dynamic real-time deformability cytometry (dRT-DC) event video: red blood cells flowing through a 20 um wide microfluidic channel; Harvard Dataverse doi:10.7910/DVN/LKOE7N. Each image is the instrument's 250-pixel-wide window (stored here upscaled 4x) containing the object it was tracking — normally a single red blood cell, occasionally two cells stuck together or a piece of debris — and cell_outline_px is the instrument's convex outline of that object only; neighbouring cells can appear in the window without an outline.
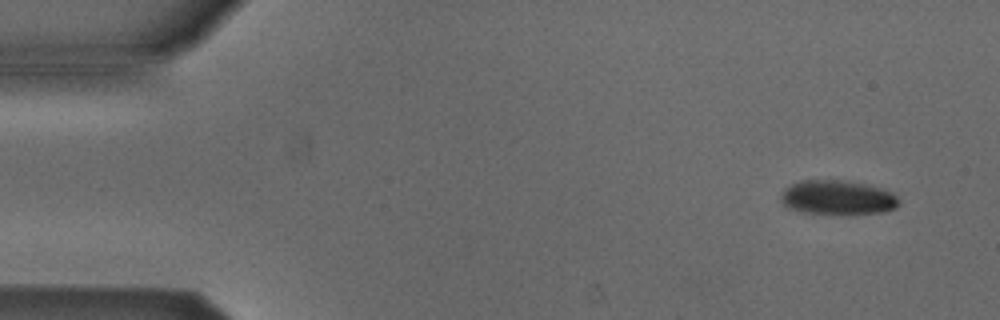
{"species": "Egyptian fruit bat (a non-hibernating species)", "species_latin": "Rousettus aegyptiacus", "temperature_condition": "cold", "stored_images_in_passage": 5, "segment_of_instrument_passage": [1, 2], "camera_frame_rate_fps": 3000, "um_per_image_px": 0.085, "animal": {"sex": "male"}, "frame": {"image": 1, "passage_image": 1, "time_ms": 0.0, "image_size_px": [1000, 320], "cell_outline_px": [[900, 204], [896, 208], [884, 212], [840, 216], [832, 216], [804, 212], [788, 208], [780, 200], [780, 196], [784, 188], [792, 184], [804, 180], [840, 180], [864, 184], [884, 188], [892, 192], [896, 196]], "centroid_in_image_um": [71.21, 16.83], "position_along_channel_um": 13.8, "area_um2": 24.33}}
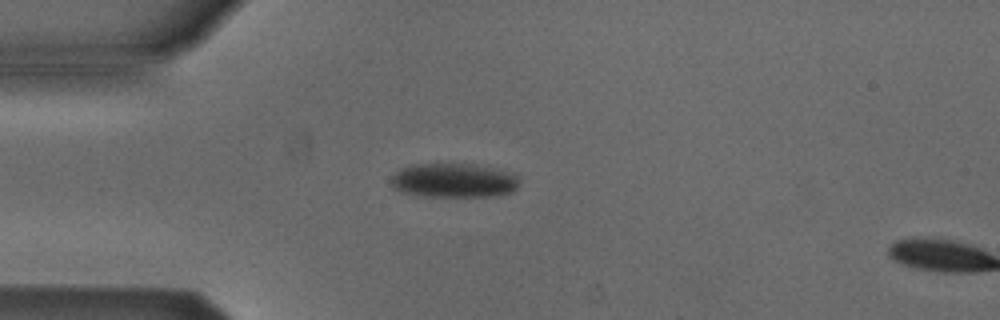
{"frame": {"image": 2, "passage_image": 4, "time_ms": 1.0, "image_size_px": [1000, 320], "cell_outline_px": [[520, 180], [516, 188], [512, 192], [496, 196], [416, 196], [400, 192], [392, 188], [392, 176], [396, 172], [404, 168], [416, 164], [476, 164], [512, 172]], "centroid_in_image_um": [38.59, 15.35], "position_along_channel_um": 46.4, "area_um2": 25.72}}